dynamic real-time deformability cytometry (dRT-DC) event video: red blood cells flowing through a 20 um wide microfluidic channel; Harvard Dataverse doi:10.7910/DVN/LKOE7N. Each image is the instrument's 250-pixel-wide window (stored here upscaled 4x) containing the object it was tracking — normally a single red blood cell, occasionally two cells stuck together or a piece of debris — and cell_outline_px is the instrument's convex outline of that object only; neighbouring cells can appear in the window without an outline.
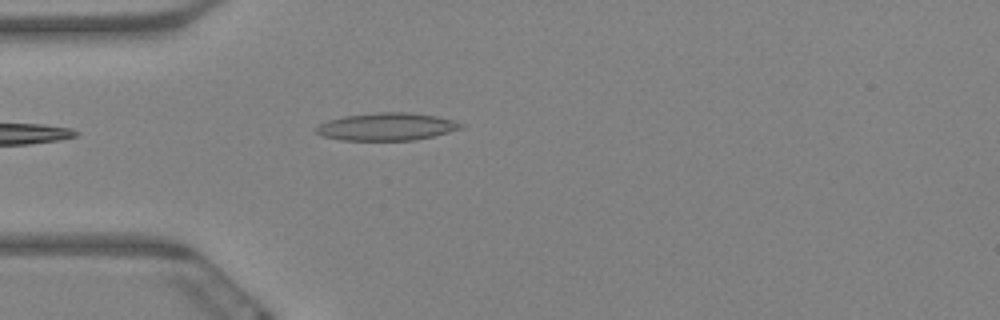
{"species": "Egyptian fruit bat (a non-hibernating species)", "species_latin": "Rousettus aegyptiacus", "temperature_condition": "warm", "stored_images_in_passage": 2, "camera_frame_rate_fps": 3000, "um_per_image_px": 0.085, "animal": {"sex": "female"}, "frame": {"image": 1, "passage_image": 2, "time_ms": 0.333, "image_size_px": [1000, 320], "cell_outline_px": [[464, 128], [416, 140], [340, 140], [324, 136], [316, 132], [312, 128], [328, 120], [344, 116], [376, 112], [408, 112], [436, 116], [452, 120], [464, 124]], "centroid_in_image_um": [32.85, 10.76], "position_along_channel_um": 52.1, "area_um2": 23.29}}